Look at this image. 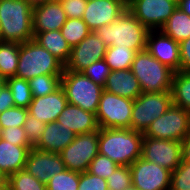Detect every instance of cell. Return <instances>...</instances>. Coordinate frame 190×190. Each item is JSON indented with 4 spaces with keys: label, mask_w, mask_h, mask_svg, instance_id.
Returning a JSON list of instances; mask_svg holds the SVG:
<instances>
[{
    "label": "cell",
    "mask_w": 190,
    "mask_h": 190,
    "mask_svg": "<svg viewBox=\"0 0 190 190\" xmlns=\"http://www.w3.org/2000/svg\"><path fill=\"white\" fill-rule=\"evenodd\" d=\"M60 31L70 47L78 45L91 32L82 18H67Z\"/></svg>",
    "instance_id": "30"
},
{
    "label": "cell",
    "mask_w": 190,
    "mask_h": 190,
    "mask_svg": "<svg viewBox=\"0 0 190 190\" xmlns=\"http://www.w3.org/2000/svg\"><path fill=\"white\" fill-rule=\"evenodd\" d=\"M119 167L114 161L98 153V155L91 161L88 167V172L105 180Z\"/></svg>",
    "instance_id": "34"
},
{
    "label": "cell",
    "mask_w": 190,
    "mask_h": 190,
    "mask_svg": "<svg viewBox=\"0 0 190 190\" xmlns=\"http://www.w3.org/2000/svg\"><path fill=\"white\" fill-rule=\"evenodd\" d=\"M64 65L34 39L19 43L15 77L29 81L38 75L63 74Z\"/></svg>",
    "instance_id": "4"
},
{
    "label": "cell",
    "mask_w": 190,
    "mask_h": 190,
    "mask_svg": "<svg viewBox=\"0 0 190 190\" xmlns=\"http://www.w3.org/2000/svg\"><path fill=\"white\" fill-rule=\"evenodd\" d=\"M8 176L0 169V190H7Z\"/></svg>",
    "instance_id": "47"
},
{
    "label": "cell",
    "mask_w": 190,
    "mask_h": 190,
    "mask_svg": "<svg viewBox=\"0 0 190 190\" xmlns=\"http://www.w3.org/2000/svg\"><path fill=\"white\" fill-rule=\"evenodd\" d=\"M180 71L190 72V37L179 43Z\"/></svg>",
    "instance_id": "43"
},
{
    "label": "cell",
    "mask_w": 190,
    "mask_h": 190,
    "mask_svg": "<svg viewBox=\"0 0 190 190\" xmlns=\"http://www.w3.org/2000/svg\"><path fill=\"white\" fill-rule=\"evenodd\" d=\"M99 129L91 133L78 134L59 154L65 168L75 172H86L91 161L98 155Z\"/></svg>",
    "instance_id": "10"
},
{
    "label": "cell",
    "mask_w": 190,
    "mask_h": 190,
    "mask_svg": "<svg viewBox=\"0 0 190 190\" xmlns=\"http://www.w3.org/2000/svg\"><path fill=\"white\" fill-rule=\"evenodd\" d=\"M19 59V43L0 41V74L6 80L15 77Z\"/></svg>",
    "instance_id": "27"
},
{
    "label": "cell",
    "mask_w": 190,
    "mask_h": 190,
    "mask_svg": "<svg viewBox=\"0 0 190 190\" xmlns=\"http://www.w3.org/2000/svg\"><path fill=\"white\" fill-rule=\"evenodd\" d=\"M26 1L29 5H31L32 7H35L37 5H41L44 2H46V0H24Z\"/></svg>",
    "instance_id": "48"
},
{
    "label": "cell",
    "mask_w": 190,
    "mask_h": 190,
    "mask_svg": "<svg viewBox=\"0 0 190 190\" xmlns=\"http://www.w3.org/2000/svg\"><path fill=\"white\" fill-rule=\"evenodd\" d=\"M7 190H47V188L46 184L29 174L26 169H22L8 177Z\"/></svg>",
    "instance_id": "32"
},
{
    "label": "cell",
    "mask_w": 190,
    "mask_h": 190,
    "mask_svg": "<svg viewBox=\"0 0 190 190\" xmlns=\"http://www.w3.org/2000/svg\"><path fill=\"white\" fill-rule=\"evenodd\" d=\"M158 31L159 34H157V36L153 35L156 30L149 31L147 35L146 50L160 63L168 66L174 72H179V43L164 34L161 30Z\"/></svg>",
    "instance_id": "17"
},
{
    "label": "cell",
    "mask_w": 190,
    "mask_h": 190,
    "mask_svg": "<svg viewBox=\"0 0 190 190\" xmlns=\"http://www.w3.org/2000/svg\"><path fill=\"white\" fill-rule=\"evenodd\" d=\"M6 84L11 90L15 106L28 109L33 100L29 82L25 79L11 77L6 79Z\"/></svg>",
    "instance_id": "31"
},
{
    "label": "cell",
    "mask_w": 190,
    "mask_h": 190,
    "mask_svg": "<svg viewBox=\"0 0 190 190\" xmlns=\"http://www.w3.org/2000/svg\"><path fill=\"white\" fill-rule=\"evenodd\" d=\"M178 7L169 0H131L127 9L149 30H160Z\"/></svg>",
    "instance_id": "11"
},
{
    "label": "cell",
    "mask_w": 190,
    "mask_h": 190,
    "mask_svg": "<svg viewBox=\"0 0 190 190\" xmlns=\"http://www.w3.org/2000/svg\"><path fill=\"white\" fill-rule=\"evenodd\" d=\"M169 1L179 3L180 0H169Z\"/></svg>",
    "instance_id": "52"
},
{
    "label": "cell",
    "mask_w": 190,
    "mask_h": 190,
    "mask_svg": "<svg viewBox=\"0 0 190 190\" xmlns=\"http://www.w3.org/2000/svg\"><path fill=\"white\" fill-rule=\"evenodd\" d=\"M4 84H6V80L1 76V74H0V88L4 85Z\"/></svg>",
    "instance_id": "49"
},
{
    "label": "cell",
    "mask_w": 190,
    "mask_h": 190,
    "mask_svg": "<svg viewBox=\"0 0 190 190\" xmlns=\"http://www.w3.org/2000/svg\"><path fill=\"white\" fill-rule=\"evenodd\" d=\"M25 169L40 182L47 184L51 177L66 168L59 153L45 152L33 147L28 153Z\"/></svg>",
    "instance_id": "16"
},
{
    "label": "cell",
    "mask_w": 190,
    "mask_h": 190,
    "mask_svg": "<svg viewBox=\"0 0 190 190\" xmlns=\"http://www.w3.org/2000/svg\"><path fill=\"white\" fill-rule=\"evenodd\" d=\"M67 104L66 93L60 87L52 94L33 97L28 107V114L45 124L56 122Z\"/></svg>",
    "instance_id": "18"
},
{
    "label": "cell",
    "mask_w": 190,
    "mask_h": 190,
    "mask_svg": "<svg viewBox=\"0 0 190 190\" xmlns=\"http://www.w3.org/2000/svg\"><path fill=\"white\" fill-rule=\"evenodd\" d=\"M107 46L91 31L78 45L71 47L64 70L82 72L95 61L104 59Z\"/></svg>",
    "instance_id": "14"
},
{
    "label": "cell",
    "mask_w": 190,
    "mask_h": 190,
    "mask_svg": "<svg viewBox=\"0 0 190 190\" xmlns=\"http://www.w3.org/2000/svg\"><path fill=\"white\" fill-rule=\"evenodd\" d=\"M127 9L124 0H91L87 2L82 20L90 31L115 21Z\"/></svg>",
    "instance_id": "15"
},
{
    "label": "cell",
    "mask_w": 190,
    "mask_h": 190,
    "mask_svg": "<svg viewBox=\"0 0 190 190\" xmlns=\"http://www.w3.org/2000/svg\"><path fill=\"white\" fill-rule=\"evenodd\" d=\"M28 115V109L21 107H12L4 112L0 113V125L1 128L19 127L23 126L26 117Z\"/></svg>",
    "instance_id": "36"
},
{
    "label": "cell",
    "mask_w": 190,
    "mask_h": 190,
    "mask_svg": "<svg viewBox=\"0 0 190 190\" xmlns=\"http://www.w3.org/2000/svg\"><path fill=\"white\" fill-rule=\"evenodd\" d=\"M143 133L130 128H99V153L119 166H130L142 157Z\"/></svg>",
    "instance_id": "1"
},
{
    "label": "cell",
    "mask_w": 190,
    "mask_h": 190,
    "mask_svg": "<svg viewBox=\"0 0 190 190\" xmlns=\"http://www.w3.org/2000/svg\"><path fill=\"white\" fill-rule=\"evenodd\" d=\"M67 20L60 2H44L33 7V33L61 30Z\"/></svg>",
    "instance_id": "19"
},
{
    "label": "cell",
    "mask_w": 190,
    "mask_h": 190,
    "mask_svg": "<svg viewBox=\"0 0 190 190\" xmlns=\"http://www.w3.org/2000/svg\"><path fill=\"white\" fill-rule=\"evenodd\" d=\"M14 106V98L12 97L11 90L7 84H4L0 88V113Z\"/></svg>",
    "instance_id": "44"
},
{
    "label": "cell",
    "mask_w": 190,
    "mask_h": 190,
    "mask_svg": "<svg viewBox=\"0 0 190 190\" xmlns=\"http://www.w3.org/2000/svg\"><path fill=\"white\" fill-rule=\"evenodd\" d=\"M178 7L190 16V0H180Z\"/></svg>",
    "instance_id": "46"
},
{
    "label": "cell",
    "mask_w": 190,
    "mask_h": 190,
    "mask_svg": "<svg viewBox=\"0 0 190 190\" xmlns=\"http://www.w3.org/2000/svg\"><path fill=\"white\" fill-rule=\"evenodd\" d=\"M108 190H126L132 186L130 166H119L107 178Z\"/></svg>",
    "instance_id": "35"
},
{
    "label": "cell",
    "mask_w": 190,
    "mask_h": 190,
    "mask_svg": "<svg viewBox=\"0 0 190 190\" xmlns=\"http://www.w3.org/2000/svg\"><path fill=\"white\" fill-rule=\"evenodd\" d=\"M45 123L37 120L30 114L27 115L23 128L25 130L26 136L29 142L34 146L41 136L45 129Z\"/></svg>",
    "instance_id": "39"
},
{
    "label": "cell",
    "mask_w": 190,
    "mask_h": 190,
    "mask_svg": "<svg viewBox=\"0 0 190 190\" xmlns=\"http://www.w3.org/2000/svg\"><path fill=\"white\" fill-rule=\"evenodd\" d=\"M172 104L171 92H142L133 103L130 129L144 133Z\"/></svg>",
    "instance_id": "7"
},
{
    "label": "cell",
    "mask_w": 190,
    "mask_h": 190,
    "mask_svg": "<svg viewBox=\"0 0 190 190\" xmlns=\"http://www.w3.org/2000/svg\"><path fill=\"white\" fill-rule=\"evenodd\" d=\"M1 138L12 145L33 146L29 142L23 126L3 128Z\"/></svg>",
    "instance_id": "40"
},
{
    "label": "cell",
    "mask_w": 190,
    "mask_h": 190,
    "mask_svg": "<svg viewBox=\"0 0 190 190\" xmlns=\"http://www.w3.org/2000/svg\"><path fill=\"white\" fill-rule=\"evenodd\" d=\"M131 71L138 79L142 92H171L174 71L152 57L147 50L135 54Z\"/></svg>",
    "instance_id": "5"
},
{
    "label": "cell",
    "mask_w": 190,
    "mask_h": 190,
    "mask_svg": "<svg viewBox=\"0 0 190 190\" xmlns=\"http://www.w3.org/2000/svg\"><path fill=\"white\" fill-rule=\"evenodd\" d=\"M182 162H190V134L181 141Z\"/></svg>",
    "instance_id": "45"
},
{
    "label": "cell",
    "mask_w": 190,
    "mask_h": 190,
    "mask_svg": "<svg viewBox=\"0 0 190 190\" xmlns=\"http://www.w3.org/2000/svg\"><path fill=\"white\" fill-rule=\"evenodd\" d=\"M80 173L65 169L55 174L46 184L47 190H78Z\"/></svg>",
    "instance_id": "33"
},
{
    "label": "cell",
    "mask_w": 190,
    "mask_h": 190,
    "mask_svg": "<svg viewBox=\"0 0 190 190\" xmlns=\"http://www.w3.org/2000/svg\"><path fill=\"white\" fill-rule=\"evenodd\" d=\"M33 7L24 0H0V41L24 43L33 39Z\"/></svg>",
    "instance_id": "3"
},
{
    "label": "cell",
    "mask_w": 190,
    "mask_h": 190,
    "mask_svg": "<svg viewBox=\"0 0 190 190\" xmlns=\"http://www.w3.org/2000/svg\"><path fill=\"white\" fill-rule=\"evenodd\" d=\"M56 122L65 125L66 128H70L76 135L91 133L99 129L94 113L69 103L60 113Z\"/></svg>",
    "instance_id": "21"
},
{
    "label": "cell",
    "mask_w": 190,
    "mask_h": 190,
    "mask_svg": "<svg viewBox=\"0 0 190 190\" xmlns=\"http://www.w3.org/2000/svg\"><path fill=\"white\" fill-rule=\"evenodd\" d=\"M171 93L173 105L190 111V72H174Z\"/></svg>",
    "instance_id": "26"
},
{
    "label": "cell",
    "mask_w": 190,
    "mask_h": 190,
    "mask_svg": "<svg viewBox=\"0 0 190 190\" xmlns=\"http://www.w3.org/2000/svg\"><path fill=\"white\" fill-rule=\"evenodd\" d=\"M103 90L131 100L142 93L140 83L131 69L111 71Z\"/></svg>",
    "instance_id": "22"
},
{
    "label": "cell",
    "mask_w": 190,
    "mask_h": 190,
    "mask_svg": "<svg viewBox=\"0 0 190 190\" xmlns=\"http://www.w3.org/2000/svg\"><path fill=\"white\" fill-rule=\"evenodd\" d=\"M134 100L102 91L96 121L99 128H130Z\"/></svg>",
    "instance_id": "9"
},
{
    "label": "cell",
    "mask_w": 190,
    "mask_h": 190,
    "mask_svg": "<svg viewBox=\"0 0 190 190\" xmlns=\"http://www.w3.org/2000/svg\"><path fill=\"white\" fill-rule=\"evenodd\" d=\"M149 29L144 26L128 9L115 21L94 31L107 47H128L137 52L146 50Z\"/></svg>",
    "instance_id": "2"
},
{
    "label": "cell",
    "mask_w": 190,
    "mask_h": 190,
    "mask_svg": "<svg viewBox=\"0 0 190 190\" xmlns=\"http://www.w3.org/2000/svg\"><path fill=\"white\" fill-rule=\"evenodd\" d=\"M33 146L12 145L0 137V169L9 177L25 169L28 153Z\"/></svg>",
    "instance_id": "23"
},
{
    "label": "cell",
    "mask_w": 190,
    "mask_h": 190,
    "mask_svg": "<svg viewBox=\"0 0 190 190\" xmlns=\"http://www.w3.org/2000/svg\"><path fill=\"white\" fill-rule=\"evenodd\" d=\"M33 34V39L35 40V42L48 50L64 66L66 65L70 56L71 47L66 39L62 36L60 30L45 31Z\"/></svg>",
    "instance_id": "24"
},
{
    "label": "cell",
    "mask_w": 190,
    "mask_h": 190,
    "mask_svg": "<svg viewBox=\"0 0 190 190\" xmlns=\"http://www.w3.org/2000/svg\"><path fill=\"white\" fill-rule=\"evenodd\" d=\"M76 136L75 132L63 124L46 123L43 135L33 147L45 152L60 153Z\"/></svg>",
    "instance_id": "20"
},
{
    "label": "cell",
    "mask_w": 190,
    "mask_h": 190,
    "mask_svg": "<svg viewBox=\"0 0 190 190\" xmlns=\"http://www.w3.org/2000/svg\"><path fill=\"white\" fill-rule=\"evenodd\" d=\"M87 0H61L67 18H82Z\"/></svg>",
    "instance_id": "42"
},
{
    "label": "cell",
    "mask_w": 190,
    "mask_h": 190,
    "mask_svg": "<svg viewBox=\"0 0 190 190\" xmlns=\"http://www.w3.org/2000/svg\"><path fill=\"white\" fill-rule=\"evenodd\" d=\"M1 135H2V128H1V125H0V137H1Z\"/></svg>",
    "instance_id": "53"
},
{
    "label": "cell",
    "mask_w": 190,
    "mask_h": 190,
    "mask_svg": "<svg viewBox=\"0 0 190 190\" xmlns=\"http://www.w3.org/2000/svg\"><path fill=\"white\" fill-rule=\"evenodd\" d=\"M78 190H108L107 180L88 171L80 173Z\"/></svg>",
    "instance_id": "41"
},
{
    "label": "cell",
    "mask_w": 190,
    "mask_h": 190,
    "mask_svg": "<svg viewBox=\"0 0 190 190\" xmlns=\"http://www.w3.org/2000/svg\"><path fill=\"white\" fill-rule=\"evenodd\" d=\"M127 4L131 1V0H124Z\"/></svg>",
    "instance_id": "54"
},
{
    "label": "cell",
    "mask_w": 190,
    "mask_h": 190,
    "mask_svg": "<svg viewBox=\"0 0 190 190\" xmlns=\"http://www.w3.org/2000/svg\"><path fill=\"white\" fill-rule=\"evenodd\" d=\"M126 190H138L136 187H134V186H130L128 189H126Z\"/></svg>",
    "instance_id": "50"
},
{
    "label": "cell",
    "mask_w": 190,
    "mask_h": 190,
    "mask_svg": "<svg viewBox=\"0 0 190 190\" xmlns=\"http://www.w3.org/2000/svg\"><path fill=\"white\" fill-rule=\"evenodd\" d=\"M82 73L90 78L95 84L104 87L107 77L111 73V69L105 60L102 59L90 64Z\"/></svg>",
    "instance_id": "37"
},
{
    "label": "cell",
    "mask_w": 190,
    "mask_h": 190,
    "mask_svg": "<svg viewBox=\"0 0 190 190\" xmlns=\"http://www.w3.org/2000/svg\"><path fill=\"white\" fill-rule=\"evenodd\" d=\"M61 0H46V2H60Z\"/></svg>",
    "instance_id": "51"
},
{
    "label": "cell",
    "mask_w": 190,
    "mask_h": 190,
    "mask_svg": "<svg viewBox=\"0 0 190 190\" xmlns=\"http://www.w3.org/2000/svg\"><path fill=\"white\" fill-rule=\"evenodd\" d=\"M160 30L180 43L190 37V16L177 7Z\"/></svg>",
    "instance_id": "25"
},
{
    "label": "cell",
    "mask_w": 190,
    "mask_h": 190,
    "mask_svg": "<svg viewBox=\"0 0 190 190\" xmlns=\"http://www.w3.org/2000/svg\"><path fill=\"white\" fill-rule=\"evenodd\" d=\"M142 158L175 171L182 162L181 142L143 136Z\"/></svg>",
    "instance_id": "13"
},
{
    "label": "cell",
    "mask_w": 190,
    "mask_h": 190,
    "mask_svg": "<svg viewBox=\"0 0 190 190\" xmlns=\"http://www.w3.org/2000/svg\"><path fill=\"white\" fill-rule=\"evenodd\" d=\"M132 186L138 190H170L172 172L142 157L130 165Z\"/></svg>",
    "instance_id": "12"
},
{
    "label": "cell",
    "mask_w": 190,
    "mask_h": 190,
    "mask_svg": "<svg viewBox=\"0 0 190 190\" xmlns=\"http://www.w3.org/2000/svg\"><path fill=\"white\" fill-rule=\"evenodd\" d=\"M170 190H190V162H181L172 171Z\"/></svg>",
    "instance_id": "38"
},
{
    "label": "cell",
    "mask_w": 190,
    "mask_h": 190,
    "mask_svg": "<svg viewBox=\"0 0 190 190\" xmlns=\"http://www.w3.org/2000/svg\"><path fill=\"white\" fill-rule=\"evenodd\" d=\"M136 50L128 47L110 46L104 56L111 71L131 69Z\"/></svg>",
    "instance_id": "28"
},
{
    "label": "cell",
    "mask_w": 190,
    "mask_h": 190,
    "mask_svg": "<svg viewBox=\"0 0 190 190\" xmlns=\"http://www.w3.org/2000/svg\"><path fill=\"white\" fill-rule=\"evenodd\" d=\"M61 87L66 93L69 104L81 107L96 115L103 87L95 84L82 72L64 70Z\"/></svg>",
    "instance_id": "6"
},
{
    "label": "cell",
    "mask_w": 190,
    "mask_h": 190,
    "mask_svg": "<svg viewBox=\"0 0 190 190\" xmlns=\"http://www.w3.org/2000/svg\"><path fill=\"white\" fill-rule=\"evenodd\" d=\"M190 134V111L176 105L153 121L143 136L181 142Z\"/></svg>",
    "instance_id": "8"
},
{
    "label": "cell",
    "mask_w": 190,
    "mask_h": 190,
    "mask_svg": "<svg viewBox=\"0 0 190 190\" xmlns=\"http://www.w3.org/2000/svg\"><path fill=\"white\" fill-rule=\"evenodd\" d=\"M62 74L38 75L30 79L29 86L33 97L45 96L54 93L61 87Z\"/></svg>",
    "instance_id": "29"
}]
</instances>
